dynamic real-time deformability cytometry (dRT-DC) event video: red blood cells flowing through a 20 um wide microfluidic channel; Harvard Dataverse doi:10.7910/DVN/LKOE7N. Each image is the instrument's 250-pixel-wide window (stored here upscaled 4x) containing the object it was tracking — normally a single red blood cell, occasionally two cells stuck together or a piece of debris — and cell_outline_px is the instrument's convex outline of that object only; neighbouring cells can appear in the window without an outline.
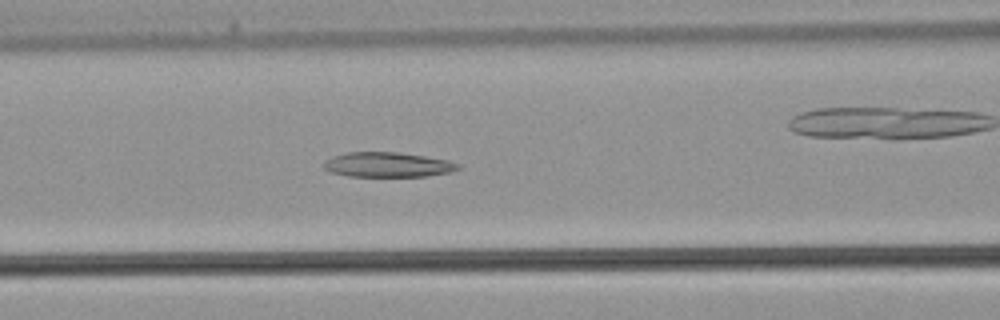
{"species": "common noctule bat (a hibernating species)", "species_latin": "Nyctalus noctula", "temperature_condition": "warm", "stored_images_in_passage": 31, "camera_frame_rate_fps": 3000, "um_per_image_px": 0.085, "animal": {"sex": "male", "body_mass_g": 21.5, "forearm_length_mm": 52.0}, "frame": {"image": 1, "passage_image": 10, "time_ms": 3.0, "image_size_px": [1000, 320], "cell_outline_px": [[460, 168], [452, 172], [428, 176], [348, 176], [332, 172], [324, 168], [324, 164], [332, 156], [348, 152], [400, 152], [448, 160], [460, 164]], "centroid_in_image_um": [33.0, 14.0], "position_along_channel_um": 133.6, "area_um2": 19.36}}
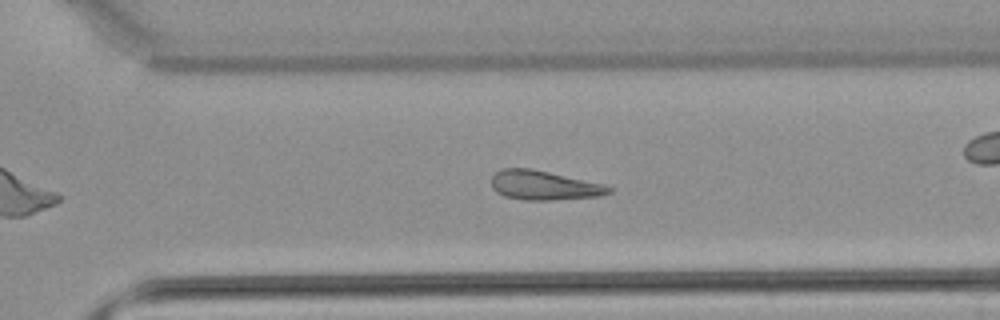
{"frame": {"image": 2, "passage_image": 22, "time_ms": 7.0, "image_size_px": [1000, 320], "cell_outline_px": [[612, 192], [600, 196], [552, 200], [524, 200], [504, 196], [496, 192], [492, 188], [492, 176], [496, 172], [504, 168], [532, 168], [600, 184], [612, 188]], "centroid_in_image_um": [46.18, 15.76], "position_along_channel_um": 324.4, "area_um2": 19.83}}